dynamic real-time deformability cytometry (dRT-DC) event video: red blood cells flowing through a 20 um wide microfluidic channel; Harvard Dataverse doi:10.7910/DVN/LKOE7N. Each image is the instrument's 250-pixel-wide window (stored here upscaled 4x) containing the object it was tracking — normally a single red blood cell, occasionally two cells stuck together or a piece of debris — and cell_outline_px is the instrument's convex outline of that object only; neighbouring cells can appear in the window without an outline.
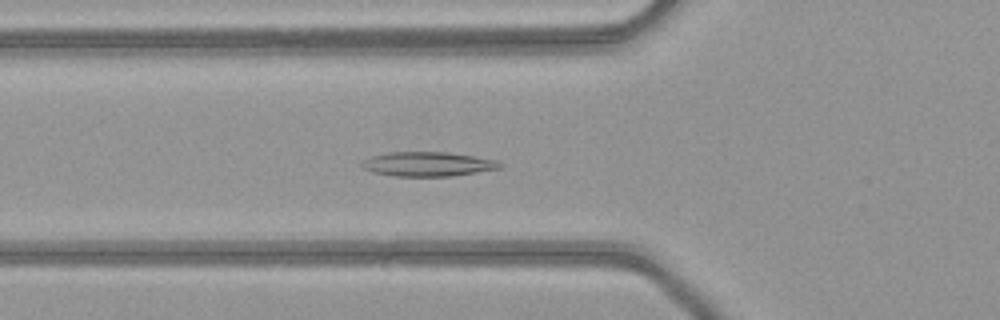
{"species": "common noctule bat (a hibernating species)", "species_latin": "Nyctalus noctula", "temperature_condition": "warm", "stored_images_in_passage": 48, "segment_of_instrument_passage": [1, 2], "camera_frame_rate_fps": 3000, "um_per_image_px": 0.085, "animal": {"sex": "female", "body_mass_g": 21.9}, "frame": {"image": 1, "passage_image": 15, "time_ms": 4.667, "image_size_px": [1000, 320], "cell_outline_px": [[504, 164], [500, 168], [452, 176], [396, 176], [372, 172], [364, 168], [360, 164], [364, 160], [372, 156], [388, 152], [448, 152], [476, 156], [496, 160]], "centroid_in_image_um": [36.38, 13.94], "position_along_channel_um": 89.4, "area_um2": 19.59}}
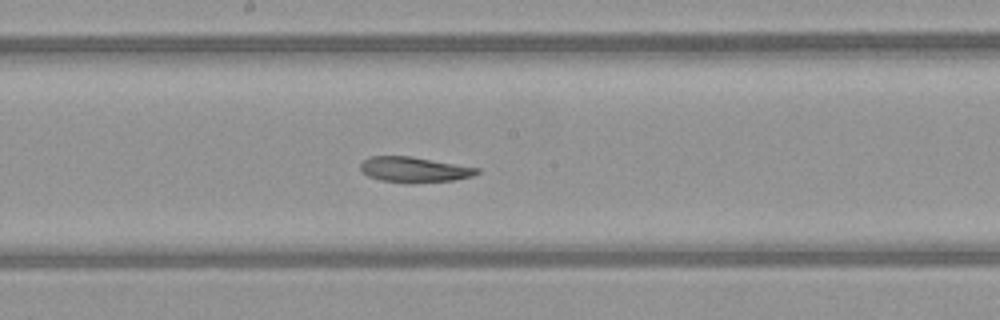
{"frame": {"image": 2, "passage_image": 24, "time_ms": 7.667, "image_size_px": [1000, 320], "cell_outline_px": [[480, 172], [472, 176], [452, 180], [412, 184], [380, 180], [368, 176], [360, 172], [360, 164], [368, 156], [412, 156], [480, 168]], "centroid_in_image_um": [35.18, 14.42], "position_along_channel_um": 213.0, "area_um2": 17.51}}
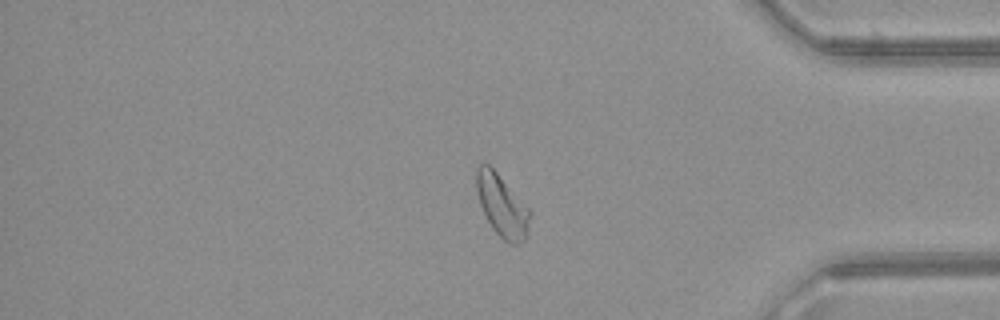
{"frame": {"image": 3, "passage_image": 39, "time_ms": 12.667, "image_size_px": [1000, 320], "cell_outline_px": [[532, 212], [528, 228], [524, 240], [516, 244], [508, 244], [492, 228], [480, 204], [476, 188], [476, 168], [480, 164], [488, 164], [496, 172]], "centroid_in_image_um": [42.67, 17.49], "position_along_channel_um": 392.5, "area_um2": 18.96}}